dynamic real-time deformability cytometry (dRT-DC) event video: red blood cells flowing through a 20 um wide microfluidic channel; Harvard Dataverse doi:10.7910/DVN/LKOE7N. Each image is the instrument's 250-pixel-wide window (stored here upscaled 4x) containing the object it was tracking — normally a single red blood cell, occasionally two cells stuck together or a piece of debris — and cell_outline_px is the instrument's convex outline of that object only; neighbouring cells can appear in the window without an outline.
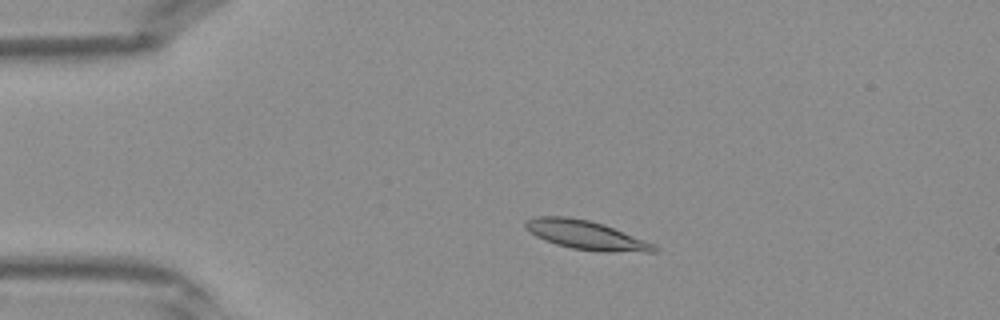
{"species": "Egyptian fruit bat (a non-hibernating species)", "species_latin": "Rousettus aegyptiacus", "temperature_condition": "warm", "stored_images_in_passage": 36, "camera_frame_rate_fps": 3000, "um_per_image_px": 0.085, "frame": {"image": 1, "passage_image": 3, "time_ms": 0.667, "image_size_px": [1000, 320], "cell_outline_px": [[660, 252], [600, 252], [572, 248], [556, 244], [544, 240], [536, 236], [524, 228], [524, 224], [528, 220], [536, 216], [568, 216], [588, 220], [604, 224], [652, 244], [660, 248]], "centroid_in_image_um": [49.79, 19.99], "position_along_channel_um": 35.2, "area_um2": 21.62}}
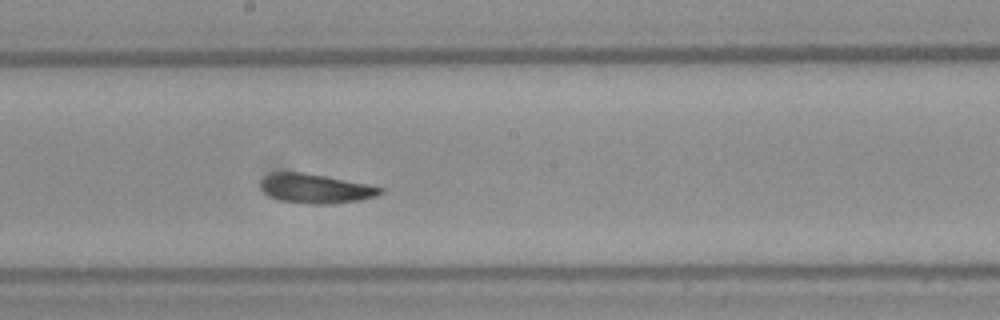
{"frame": {"image": 2, "passage_image": 17, "time_ms": 5.333, "image_size_px": [1000, 320], "cell_outline_px": [[384, 192], [376, 196], [360, 200], [328, 204], [308, 204], [280, 200], [264, 192], [260, 188], [260, 180], [264, 176], [276, 172], [300, 172], [324, 176], [384, 188]], "centroid_in_image_um": [26.79, 16.03], "position_along_channel_um": 221.4, "area_um2": 20.17}}
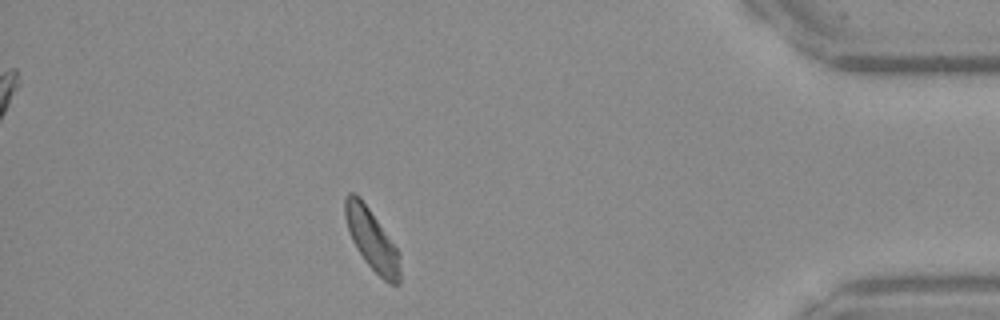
{"frame": {"image": 3, "passage_image": 31, "time_ms": 10.0, "image_size_px": [1000, 320], "cell_outline_px": [[400, 284], [392, 284], [384, 280], [364, 260], [356, 248], [352, 240], [344, 216], [344, 196], [348, 192], [352, 192], [360, 196], [396, 248], [400, 256]], "centroid_in_image_um": [31.58, 20.35], "position_along_channel_um": 403.6, "area_um2": 19.25}}